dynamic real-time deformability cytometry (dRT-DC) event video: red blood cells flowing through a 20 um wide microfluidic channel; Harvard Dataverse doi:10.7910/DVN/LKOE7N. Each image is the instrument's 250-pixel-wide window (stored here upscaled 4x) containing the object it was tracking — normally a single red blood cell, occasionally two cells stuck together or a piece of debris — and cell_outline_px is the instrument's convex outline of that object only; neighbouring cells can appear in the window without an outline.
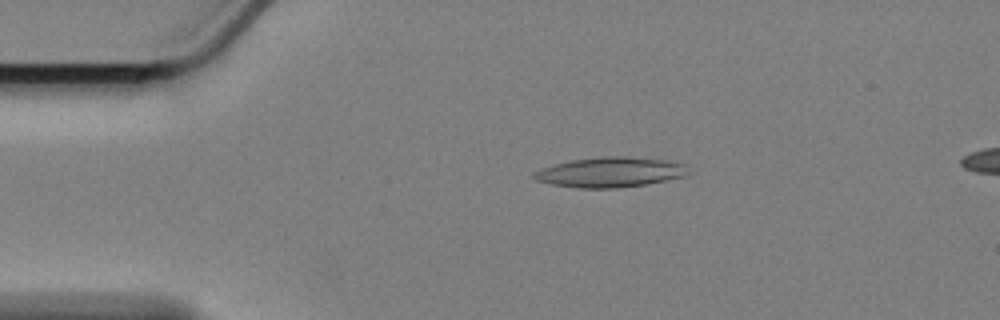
{"species": "Egyptian fruit bat (a non-hibernating species)", "species_latin": "Rousettus aegyptiacus", "temperature_condition": "cold", "stored_images_in_passage": 59, "camera_frame_rate_fps": 3000, "um_per_image_px": 0.085, "animal": {"sex": "female"}, "frame": {"image": 1, "passage_image": 11, "time_ms": 3.333, "image_size_px": [1000, 320], "cell_outline_px": [[688, 172], [684, 176], [644, 184], [616, 188], [580, 188], [552, 184], [536, 180], [532, 176], [532, 172], [540, 168], [572, 160], [600, 156], [624, 156], [668, 160], [684, 164]], "centroid_in_image_um": [51.82, 14.63], "position_along_channel_um": 33.2, "area_um2": 26.82}}
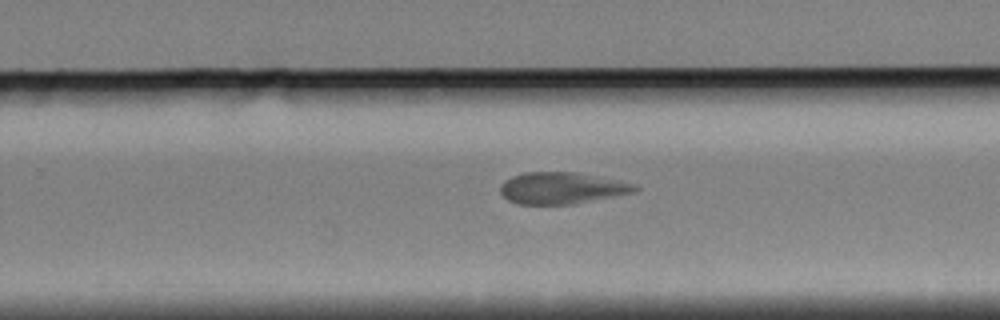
{"frame": {"image": 2, "passage_image": 37, "time_ms": 12.0, "image_size_px": [1000, 320], "cell_outline_px": [[640, 188], [632, 192], [572, 204], [520, 204], [508, 200], [500, 192], [500, 184], [504, 180], [512, 176], [524, 172], [576, 172], [632, 184]], "centroid_in_image_um": [47.64, 15.98], "position_along_channel_um": 282.2, "area_um2": 24.28}}
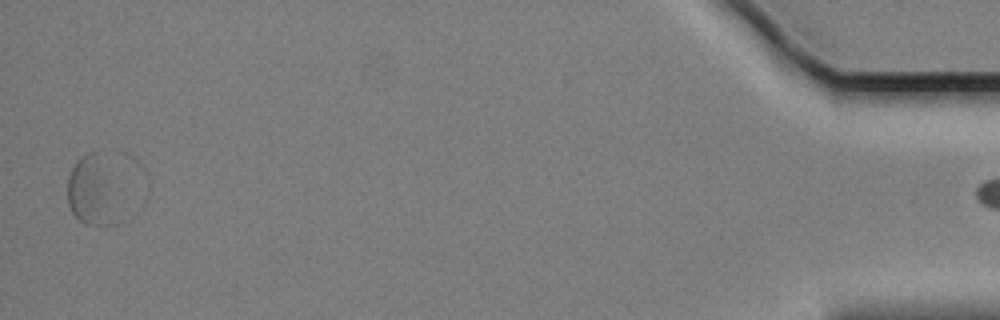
{"frame": {"image": 3, "passage_image": 58, "time_ms": 19.0, "image_size_px": [1000, 320], "cell_outline_px": [[116, 224], [84, 224], [72, 212], [68, 204], [68, 176], [76, 160], [88, 152], [100, 148], [104, 148]], "centroid_in_image_um": [7.75, 16.11], "position_along_channel_um": 427.4, "area_um2": 20.06}}